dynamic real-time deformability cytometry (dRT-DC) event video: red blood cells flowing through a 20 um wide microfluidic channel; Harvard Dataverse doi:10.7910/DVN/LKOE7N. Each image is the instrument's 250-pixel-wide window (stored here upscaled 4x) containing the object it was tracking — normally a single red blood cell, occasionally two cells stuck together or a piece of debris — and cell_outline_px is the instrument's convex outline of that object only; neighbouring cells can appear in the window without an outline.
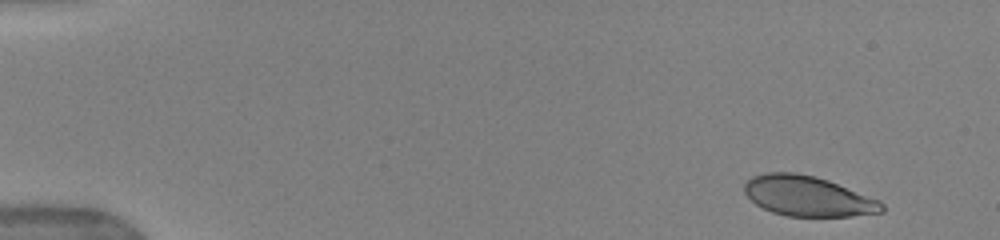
{"species": "human", "species_latin": "Homo sapiens", "temperature_condition": "warm", "stored_images_in_passage": 44, "camera_frame_rate_fps": 3000, "um_per_image_px": 0.085, "donor": {"sex": "female"}, "frame": {"image": 1, "passage_image": 1, "time_ms": 0.0, "image_size_px": [1000, 240], "cell_outline_px": [[884, 212], [852, 216], [788, 216], [772, 212], [756, 204], [744, 192], [744, 184], [752, 176], [764, 172], [796, 172], [816, 176], [828, 180], [880, 200], [884, 204]], "centroid_in_image_um": [68.68, 16.66], "position_along_channel_um": 16.3, "area_um2": 32.25}}
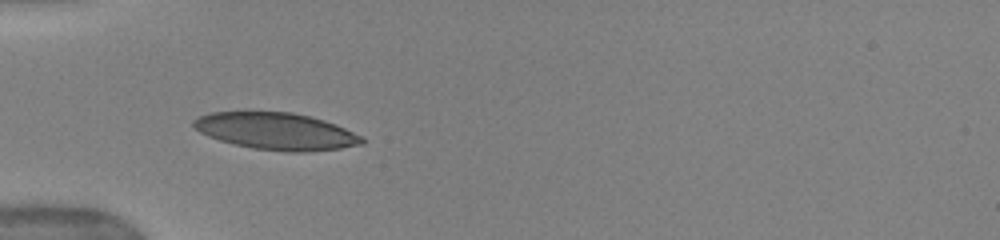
{"frame": {"image": 2, "passage_image": 14, "time_ms": 4.333, "image_size_px": [1000, 240], "cell_outline_px": [[364, 144], [340, 148], [304, 152], [288, 152], [252, 148], [220, 140], [208, 136], [200, 132], [192, 124], [192, 120], [196, 116], [212, 112], [292, 112], [324, 120], [336, 124], [364, 136]], "centroid_in_image_um": [23.49, 11.15], "position_along_channel_um": 61.5, "area_um2": 36.3}}
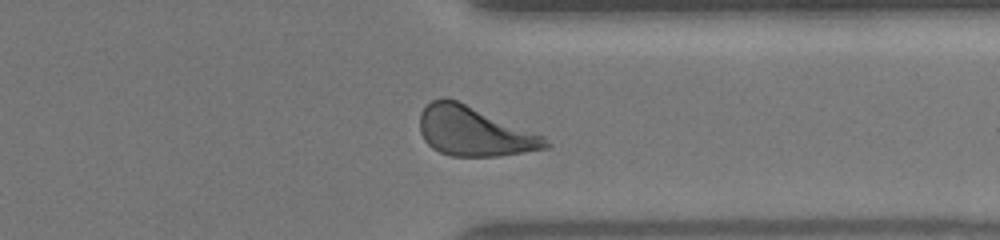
{"frame": {"image": 3, "passage_image": 38, "time_ms": 12.333, "image_size_px": [1000, 240], "cell_outline_px": [[552, 148], [496, 156], [452, 156], [440, 152], [432, 148], [424, 140], [420, 132], [420, 112], [432, 100], [444, 96], [456, 100], [544, 136], [552, 144]], "centroid_in_image_um": [40.3, 11.17], "position_along_channel_um": 371.1, "area_um2": 36.07}, "authors_computed_cell_mechanics": {"area_um2": 35.3736, "velocity_mm_per_s": 3.9295, "shape_relaxation_time_tau1_ms": 3.6854, "shape_relaxation_time_tau2_ms": null, "deformation_change_tau1": 0.1768, "deformation_change_tau2": null}}